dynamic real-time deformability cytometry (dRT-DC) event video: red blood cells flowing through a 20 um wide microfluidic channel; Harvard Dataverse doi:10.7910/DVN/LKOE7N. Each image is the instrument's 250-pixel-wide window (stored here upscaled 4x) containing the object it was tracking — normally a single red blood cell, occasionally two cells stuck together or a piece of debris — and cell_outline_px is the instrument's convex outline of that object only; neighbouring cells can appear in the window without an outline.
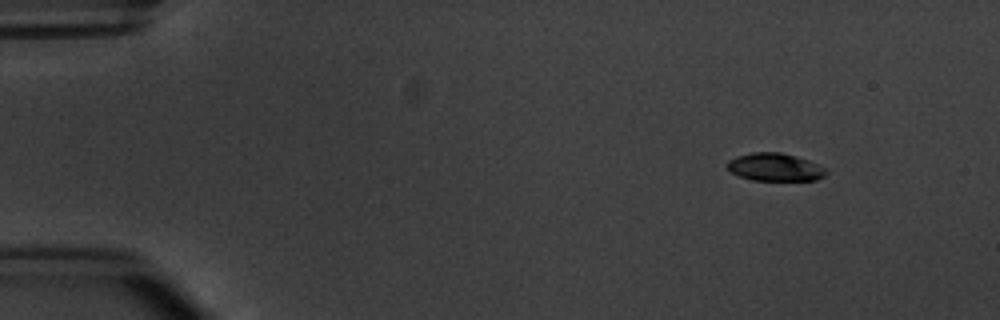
{"species": "common noctule bat (a hibernating species)", "species_latin": "Nyctalus noctula", "temperature_condition": "warm", "stored_images_in_passage": 5, "camera_frame_rate_fps": 3000, "um_per_image_px": 0.085, "animal": {"sex": "male", "body_mass_g": 20.1, "forearm_length_mm": 53.5}, "frame": {"image": 1, "passage_image": 2, "time_ms": 2.0, "image_size_px": [1000, 320], "cell_outline_px": [[828, 172], [824, 176], [816, 180], [752, 180], [740, 176], [732, 172], [728, 168], [728, 160], [736, 156], [752, 152], [780, 152], [796, 156], [808, 160], [824, 168]], "centroid_in_image_um": [65.87, 14.2], "position_along_channel_um": 19.1, "area_um2": 15.9}}
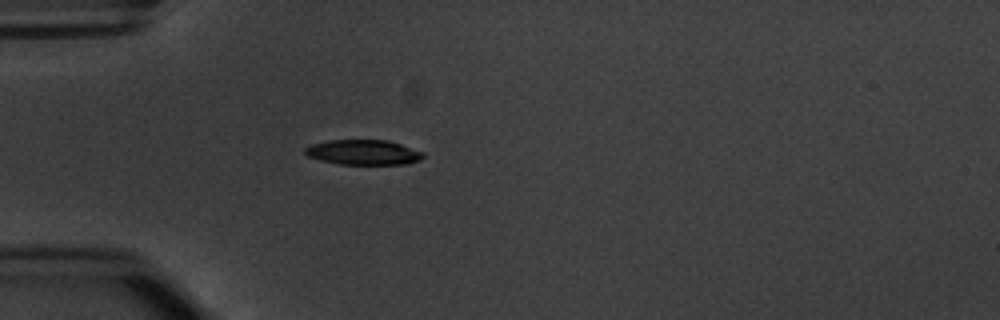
{"frame": {"image": 2, "passage_image": 5, "time_ms": 5.333, "image_size_px": [1000, 320], "cell_outline_px": [[424, 156], [420, 160], [408, 164], [340, 164], [320, 160], [308, 156], [304, 152], [304, 148], [312, 144], [332, 140], [388, 140], [424, 152]], "centroid_in_image_um": [30.9, 12.95], "position_along_channel_um": 54.1, "area_um2": 17.17}}